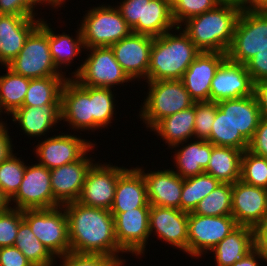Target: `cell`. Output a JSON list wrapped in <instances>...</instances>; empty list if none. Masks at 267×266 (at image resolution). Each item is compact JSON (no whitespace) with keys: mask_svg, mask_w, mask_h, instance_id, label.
<instances>
[{"mask_svg":"<svg viewBox=\"0 0 267 266\" xmlns=\"http://www.w3.org/2000/svg\"><path fill=\"white\" fill-rule=\"evenodd\" d=\"M68 217L70 252L103 254L116 258L122 265L115 236L114 217L110 210L88 207L77 201L63 205Z\"/></svg>","mask_w":267,"mask_h":266,"instance_id":"6da1fadb","label":"cell"},{"mask_svg":"<svg viewBox=\"0 0 267 266\" xmlns=\"http://www.w3.org/2000/svg\"><path fill=\"white\" fill-rule=\"evenodd\" d=\"M243 6L222 2L216 8L189 18L182 30L195 46L205 52L226 53L230 48L235 27Z\"/></svg>","mask_w":267,"mask_h":266,"instance_id":"7a4b0ae2","label":"cell"},{"mask_svg":"<svg viewBox=\"0 0 267 266\" xmlns=\"http://www.w3.org/2000/svg\"><path fill=\"white\" fill-rule=\"evenodd\" d=\"M177 30V31H176ZM153 37L146 81L181 80L185 71L201 52L180 27ZM175 34V35H174Z\"/></svg>","mask_w":267,"mask_h":266,"instance_id":"3957f363","label":"cell"},{"mask_svg":"<svg viewBox=\"0 0 267 266\" xmlns=\"http://www.w3.org/2000/svg\"><path fill=\"white\" fill-rule=\"evenodd\" d=\"M148 92L139 117L149 129L160 120L193 106L195 101L185 89L182 80L145 81Z\"/></svg>","mask_w":267,"mask_h":266,"instance_id":"277c9868","label":"cell"},{"mask_svg":"<svg viewBox=\"0 0 267 266\" xmlns=\"http://www.w3.org/2000/svg\"><path fill=\"white\" fill-rule=\"evenodd\" d=\"M6 66L29 79L65 76L51 57L47 21L41 18L40 25L29 35L20 53Z\"/></svg>","mask_w":267,"mask_h":266,"instance_id":"5b68a950","label":"cell"},{"mask_svg":"<svg viewBox=\"0 0 267 266\" xmlns=\"http://www.w3.org/2000/svg\"><path fill=\"white\" fill-rule=\"evenodd\" d=\"M83 18L79 26L85 48L110 47L132 33L116 6L91 8Z\"/></svg>","mask_w":267,"mask_h":266,"instance_id":"8992f818","label":"cell"},{"mask_svg":"<svg viewBox=\"0 0 267 266\" xmlns=\"http://www.w3.org/2000/svg\"><path fill=\"white\" fill-rule=\"evenodd\" d=\"M267 48V12L243 7L236 23L227 58L245 65L258 51Z\"/></svg>","mask_w":267,"mask_h":266,"instance_id":"52a82bcc","label":"cell"},{"mask_svg":"<svg viewBox=\"0 0 267 266\" xmlns=\"http://www.w3.org/2000/svg\"><path fill=\"white\" fill-rule=\"evenodd\" d=\"M23 219L55 258L70 252L68 217L63 205L23 210Z\"/></svg>","mask_w":267,"mask_h":266,"instance_id":"ba28073f","label":"cell"},{"mask_svg":"<svg viewBox=\"0 0 267 266\" xmlns=\"http://www.w3.org/2000/svg\"><path fill=\"white\" fill-rule=\"evenodd\" d=\"M89 55L71 74L82 86L113 88L114 85L129 83L132 80L123 71L110 47L86 48ZM75 77V78H74Z\"/></svg>","mask_w":267,"mask_h":266,"instance_id":"9c48e42d","label":"cell"},{"mask_svg":"<svg viewBox=\"0 0 267 266\" xmlns=\"http://www.w3.org/2000/svg\"><path fill=\"white\" fill-rule=\"evenodd\" d=\"M238 226L232 216H201L188 212V254L198 259Z\"/></svg>","mask_w":267,"mask_h":266,"instance_id":"30bf717a","label":"cell"},{"mask_svg":"<svg viewBox=\"0 0 267 266\" xmlns=\"http://www.w3.org/2000/svg\"><path fill=\"white\" fill-rule=\"evenodd\" d=\"M11 201L19 210L49 209L61 205L53 197L50 170L39 163L26 165L21 185Z\"/></svg>","mask_w":267,"mask_h":266,"instance_id":"8fae6325","label":"cell"},{"mask_svg":"<svg viewBox=\"0 0 267 266\" xmlns=\"http://www.w3.org/2000/svg\"><path fill=\"white\" fill-rule=\"evenodd\" d=\"M111 164L94 163L89 169L77 202L84 206L110 210L113 204L117 180L126 170Z\"/></svg>","mask_w":267,"mask_h":266,"instance_id":"7c38bea8","label":"cell"},{"mask_svg":"<svg viewBox=\"0 0 267 266\" xmlns=\"http://www.w3.org/2000/svg\"><path fill=\"white\" fill-rule=\"evenodd\" d=\"M61 120L69 123L72 130L96 131L101 127L93 120L91 86H82L68 78L61 90Z\"/></svg>","mask_w":267,"mask_h":266,"instance_id":"4fadbf2b","label":"cell"},{"mask_svg":"<svg viewBox=\"0 0 267 266\" xmlns=\"http://www.w3.org/2000/svg\"><path fill=\"white\" fill-rule=\"evenodd\" d=\"M38 143L34 150L39 158L37 162L49 170L80 160L95 146L90 140L81 139V136L64 133Z\"/></svg>","mask_w":267,"mask_h":266,"instance_id":"5bb4252c","label":"cell"},{"mask_svg":"<svg viewBox=\"0 0 267 266\" xmlns=\"http://www.w3.org/2000/svg\"><path fill=\"white\" fill-rule=\"evenodd\" d=\"M112 215L118 246L125 253L135 254L137 257L144 254L150 237V207H140Z\"/></svg>","mask_w":267,"mask_h":266,"instance_id":"9a60e30c","label":"cell"},{"mask_svg":"<svg viewBox=\"0 0 267 266\" xmlns=\"http://www.w3.org/2000/svg\"><path fill=\"white\" fill-rule=\"evenodd\" d=\"M152 45V36L131 33L110 48L128 77L140 81L141 78L147 79Z\"/></svg>","mask_w":267,"mask_h":266,"instance_id":"2e32d148","label":"cell"},{"mask_svg":"<svg viewBox=\"0 0 267 266\" xmlns=\"http://www.w3.org/2000/svg\"><path fill=\"white\" fill-rule=\"evenodd\" d=\"M232 217L240 226L255 228L267 217V189L242 180L233 183Z\"/></svg>","mask_w":267,"mask_h":266,"instance_id":"e0dca14e","label":"cell"},{"mask_svg":"<svg viewBox=\"0 0 267 266\" xmlns=\"http://www.w3.org/2000/svg\"><path fill=\"white\" fill-rule=\"evenodd\" d=\"M254 94V83L246 65L226 58L216 70L211 81L210 101L219 102Z\"/></svg>","mask_w":267,"mask_h":266,"instance_id":"ac0fdd59","label":"cell"},{"mask_svg":"<svg viewBox=\"0 0 267 266\" xmlns=\"http://www.w3.org/2000/svg\"><path fill=\"white\" fill-rule=\"evenodd\" d=\"M154 230V231H153ZM188 254V212L150 206L149 233Z\"/></svg>","mask_w":267,"mask_h":266,"instance_id":"d6986e66","label":"cell"},{"mask_svg":"<svg viewBox=\"0 0 267 266\" xmlns=\"http://www.w3.org/2000/svg\"><path fill=\"white\" fill-rule=\"evenodd\" d=\"M226 58V53L203 51L185 71L181 80L195 102L210 101L211 81Z\"/></svg>","mask_w":267,"mask_h":266,"instance_id":"ffe728a7","label":"cell"},{"mask_svg":"<svg viewBox=\"0 0 267 266\" xmlns=\"http://www.w3.org/2000/svg\"><path fill=\"white\" fill-rule=\"evenodd\" d=\"M86 154L78 161L50 170L53 197L64 205L77 201L82 192L87 173L94 164Z\"/></svg>","mask_w":267,"mask_h":266,"instance_id":"44dd1931","label":"cell"},{"mask_svg":"<svg viewBox=\"0 0 267 266\" xmlns=\"http://www.w3.org/2000/svg\"><path fill=\"white\" fill-rule=\"evenodd\" d=\"M37 19L0 14V64L6 66L20 53L29 35L40 25L41 19Z\"/></svg>","mask_w":267,"mask_h":266,"instance_id":"7402d4cb","label":"cell"},{"mask_svg":"<svg viewBox=\"0 0 267 266\" xmlns=\"http://www.w3.org/2000/svg\"><path fill=\"white\" fill-rule=\"evenodd\" d=\"M142 172L147 185V198L150 205L181 210L183 178L172 169Z\"/></svg>","mask_w":267,"mask_h":266,"instance_id":"603a6c76","label":"cell"},{"mask_svg":"<svg viewBox=\"0 0 267 266\" xmlns=\"http://www.w3.org/2000/svg\"><path fill=\"white\" fill-rule=\"evenodd\" d=\"M147 185L142 172L137 168H127L118 178L111 214L124 213L140 207H150Z\"/></svg>","mask_w":267,"mask_h":266,"instance_id":"cb8c5ba5","label":"cell"},{"mask_svg":"<svg viewBox=\"0 0 267 266\" xmlns=\"http://www.w3.org/2000/svg\"><path fill=\"white\" fill-rule=\"evenodd\" d=\"M218 108L230 119L236 131L250 142L262 118L256 96H245L217 102Z\"/></svg>","mask_w":267,"mask_h":266,"instance_id":"d4e9b609","label":"cell"},{"mask_svg":"<svg viewBox=\"0 0 267 266\" xmlns=\"http://www.w3.org/2000/svg\"><path fill=\"white\" fill-rule=\"evenodd\" d=\"M195 140L190 141L187 145L180 143L171 148V150L180 148L178 150L174 149L176 152L173 151L175 153L173 163L176 164L173 166L177 168L176 171L174 169L173 171L183 179L204 173L210 161L214 145L205 139Z\"/></svg>","mask_w":267,"mask_h":266,"instance_id":"484cf974","label":"cell"},{"mask_svg":"<svg viewBox=\"0 0 267 266\" xmlns=\"http://www.w3.org/2000/svg\"><path fill=\"white\" fill-rule=\"evenodd\" d=\"M12 121L18 123L23 133L31 137L45 136L61 120V105L22 106L12 114Z\"/></svg>","mask_w":267,"mask_h":266,"instance_id":"4316f807","label":"cell"},{"mask_svg":"<svg viewBox=\"0 0 267 266\" xmlns=\"http://www.w3.org/2000/svg\"><path fill=\"white\" fill-rule=\"evenodd\" d=\"M254 248V228L239 225L210 252L215 255L216 266H232Z\"/></svg>","mask_w":267,"mask_h":266,"instance_id":"83f0119b","label":"cell"},{"mask_svg":"<svg viewBox=\"0 0 267 266\" xmlns=\"http://www.w3.org/2000/svg\"><path fill=\"white\" fill-rule=\"evenodd\" d=\"M195 103L188 109L176 112L160 120L151 131L173 146L194 139Z\"/></svg>","mask_w":267,"mask_h":266,"instance_id":"f1b7e54d","label":"cell"},{"mask_svg":"<svg viewBox=\"0 0 267 266\" xmlns=\"http://www.w3.org/2000/svg\"><path fill=\"white\" fill-rule=\"evenodd\" d=\"M176 28L166 0H144L143 22H138L132 33L158 37Z\"/></svg>","mask_w":267,"mask_h":266,"instance_id":"f546056e","label":"cell"},{"mask_svg":"<svg viewBox=\"0 0 267 266\" xmlns=\"http://www.w3.org/2000/svg\"><path fill=\"white\" fill-rule=\"evenodd\" d=\"M243 151L233 147L213 146L210 161L204 173L212 175L221 183H235L241 178Z\"/></svg>","mask_w":267,"mask_h":266,"instance_id":"4dcf8cb0","label":"cell"},{"mask_svg":"<svg viewBox=\"0 0 267 266\" xmlns=\"http://www.w3.org/2000/svg\"><path fill=\"white\" fill-rule=\"evenodd\" d=\"M65 76H49L30 79L22 106L61 105V90Z\"/></svg>","mask_w":267,"mask_h":266,"instance_id":"1f68e13d","label":"cell"},{"mask_svg":"<svg viewBox=\"0 0 267 266\" xmlns=\"http://www.w3.org/2000/svg\"><path fill=\"white\" fill-rule=\"evenodd\" d=\"M78 28V31H76V38L73 39L72 36L66 34L65 32L62 34H55L48 24V42L50 46L51 57L56 68L61 71V73H63L62 65H65V68L66 66H70V63L72 64L74 57L81 54V49L84 48L83 51L86 50L82 39L81 29L80 27Z\"/></svg>","mask_w":267,"mask_h":266,"instance_id":"d6a6232c","label":"cell"},{"mask_svg":"<svg viewBox=\"0 0 267 266\" xmlns=\"http://www.w3.org/2000/svg\"><path fill=\"white\" fill-rule=\"evenodd\" d=\"M5 68L7 73L0 76V110L11 115L22 107L30 79Z\"/></svg>","mask_w":267,"mask_h":266,"instance_id":"836d02e7","label":"cell"},{"mask_svg":"<svg viewBox=\"0 0 267 266\" xmlns=\"http://www.w3.org/2000/svg\"><path fill=\"white\" fill-rule=\"evenodd\" d=\"M14 246L33 264V266H54L55 258L34 235L29 224L20 222Z\"/></svg>","mask_w":267,"mask_h":266,"instance_id":"e575fe53","label":"cell"},{"mask_svg":"<svg viewBox=\"0 0 267 266\" xmlns=\"http://www.w3.org/2000/svg\"><path fill=\"white\" fill-rule=\"evenodd\" d=\"M220 184L218 179L207 173L185 178L181 193V210L192 212L197 204Z\"/></svg>","mask_w":267,"mask_h":266,"instance_id":"d590c367","label":"cell"},{"mask_svg":"<svg viewBox=\"0 0 267 266\" xmlns=\"http://www.w3.org/2000/svg\"><path fill=\"white\" fill-rule=\"evenodd\" d=\"M214 146L233 147L245 151L249 142L236 131L230 119L217 107L210 136L206 139Z\"/></svg>","mask_w":267,"mask_h":266,"instance_id":"8d00e7d4","label":"cell"},{"mask_svg":"<svg viewBox=\"0 0 267 266\" xmlns=\"http://www.w3.org/2000/svg\"><path fill=\"white\" fill-rule=\"evenodd\" d=\"M192 213L201 216H232V184L221 183L197 204Z\"/></svg>","mask_w":267,"mask_h":266,"instance_id":"74e56055","label":"cell"},{"mask_svg":"<svg viewBox=\"0 0 267 266\" xmlns=\"http://www.w3.org/2000/svg\"><path fill=\"white\" fill-rule=\"evenodd\" d=\"M240 180L267 189V158L254 154L248 149L243 151Z\"/></svg>","mask_w":267,"mask_h":266,"instance_id":"f35d334b","label":"cell"},{"mask_svg":"<svg viewBox=\"0 0 267 266\" xmlns=\"http://www.w3.org/2000/svg\"><path fill=\"white\" fill-rule=\"evenodd\" d=\"M114 101L115 96L111 88L91 87L92 117L101 128L112 123L116 105Z\"/></svg>","mask_w":267,"mask_h":266,"instance_id":"ab89813d","label":"cell"},{"mask_svg":"<svg viewBox=\"0 0 267 266\" xmlns=\"http://www.w3.org/2000/svg\"><path fill=\"white\" fill-rule=\"evenodd\" d=\"M26 165L22 159L17 158L15 153L7 160L0 163V188L9 200L17 193Z\"/></svg>","mask_w":267,"mask_h":266,"instance_id":"60d3db41","label":"cell"},{"mask_svg":"<svg viewBox=\"0 0 267 266\" xmlns=\"http://www.w3.org/2000/svg\"><path fill=\"white\" fill-rule=\"evenodd\" d=\"M221 0H178L172 7V16L177 27L194 16L216 8Z\"/></svg>","mask_w":267,"mask_h":266,"instance_id":"b9f144b4","label":"cell"},{"mask_svg":"<svg viewBox=\"0 0 267 266\" xmlns=\"http://www.w3.org/2000/svg\"><path fill=\"white\" fill-rule=\"evenodd\" d=\"M218 105L212 101L195 102L194 139L210 136Z\"/></svg>","mask_w":267,"mask_h":266,"instance_id":"7bdbcfd3","label":"cell"},{"mask_svg":"<svg viewBox=\"0 0 267 266\" xmlns=\"http://www.w3.org/2000/svg\"><path fill=\"white\" fill-rule=\"evenodd\" d=\"M22 220L23 210L14 207L0 213V248L14 246Z\"/></svg>","mask_w":267,"mask_h":266,"instance_id":"ee69618b","label":"cell"},{"mask_svg":"<svg viewBox=\"0 0 267 266\" xmlns=\"http://www.w3.org/2000/svg\"><path fill=\"white\" fill-rule=\"evenodd\" d=\"M58 258L60 266H122L116 258L103 254L68 252Z\"/></svg>","mask_w":267,"mask_h":266,"instance_id":"f6af8a7d","label":"cell"},{"mask_svg":"<svg viewBox=\"0 0 267 266\" xmlns=\"http://www.w3.org/2000/svg\"><path fill=\"white\" fill-rule=\"evenodd\" d=\"M118 4L120 5H117L116 8L131 29L138 22H143L144 0H122Z\"/></svg>","mask_w":267,"mask_h":266,"instance_id":"bcb514c9","label":"cell"},{"mask_svg":"<svg viewBox=\"0 0 267 266\" xmlns=\"http://www.w3.org/2000/svg\"><path fill=\"white\" fill-rule=\"evenodd\" d=\"M247 72L250 74L253 83L267 78V48L258 51L246 64Z\"/></svg>","mask_w":267,"mask_h":266,"instance_id":"7dc6e473","label":"cell"},{"mask_svg":"<svg viewBox=\"0 0 267 266\" xmlns=\"http://www.w3.org/2000/svg\"><path fill=\"white\" fill-rule=\"evenodd\" d=\"M248 150L254 154L267 158V118L260 119L252 140L249 142Z\"/></svg>","mask_w":267,"mask_h":266,"instance_id":"c3c4849f","label":"cell"},{"mask_svg":"<svg viewBox=\"0 0 267 266\" xmlns=\"http://www.w3.org/2000/svg\"><path fill=\"white\" fill-rule=\"evenodd\" d=\"M1 15L37 16L25 0H0Z\"/></svg>","mask_w":267,"mask_h":266,"instance_id":"681fc988","label":"cell"},{"mask_svg":"<svg viewBox=\"0 0 267 266\" xmlns=\"http://www.w3.org/2000/svg\"><path fill=\"white\" fill-rule=\"evenodd\" d=\"M0 266H33L15 246L0 248Z\"/></svg>","mask_w":267,"mask_h":266,"instance_id":"f907efd6","label":"cell"},{"mask_svg":"<svg viewBox=\"0 0 267 266\" xmlns=\"http://www.w3.org/2000/svg\"><path fill=\"white\" fill-rule=\"evenodd\" d=\"M255 248L267 263V217L254 228Z\"/></svg>","mask_w":267,"mask_h":266,"instance_id":"816d5d0a","label":"cell"},{"mask_svg":"<svg viewBox=\"0 0 267 266\" xmlns=\"http://www.w3.org/2000/svg\"><path fill=\"white\" fill-rule=\"evenodd\" d=\"M7 123H4L0 127V163L7 160L11 155H13V144L9 136L7 128Z\"/></svg>","mask_w":267,"mask_h":266,"instance_id":"f5cc1de1","label":"cell"},{"mask_svg":"<svg viewBox=\"0 0 267 266\" xmlns=\"http://www.w3.org/2000/svg\"><path fill=\"white\" fill-rule=\"evenodd\" d=\"M254 95L258 101L261 115L267 118V78L254 84Z\"/></svg>","mask_w":267,"mask_h":266,"instance_id":"db71d44e","label":"cell"},{"mask_svg":"<svg viewBox=\"0 0 267 266\" xmlns=\"http://www.w3.org/2000/svg\"><path fill=\"white\" fill-rule=\"evenodd\" d=\"M260 259L264 261L259 251L254 248L241 261H236L232 266H259Z\"/></svg>","mask_w":267,"mask_h":266,"instance_id":"11a10c76","label":"cell"},{"mask_svg":"<svg viewBox=\"0 0 267 266\" xmlns=\"http://www.w3.org/2000/svg\"><path fill=\"white\" fill-rule=\"evenodd\" d=\"M33 9L35 8V6L38 4L39 6L42 4H46L49 5L50 7L52 6V8L54 7V9H58V5L53 1V0H25Z\"/></svg>","mask_w":267,"mask_h":266,"instance_id":"9f6ffc18","label":"cell"},{"mask_svg":"<svg viewBox=\"0 0 267 266\" xmlns=\"http://www.w3.org/2000/svg\"><path fill=\"white\" fill-rule=\"evenodd\" d=\"M10 207L11 206L9 198L4 194V192L0 188V213L6 211Z\"/></svg>","mask_w":267,"mask_h":266,"instance_id":"6f0895ef","label":"cell"},{"mask_svg":"<svg viewBox=\"0 0 267 266\" xmlns=\"http://www.w3.org/2000/svg\"><path fill=\"white\" fill-rule=\"evenodd\" d=\"M252 7L257 10L267 12V0H255Z\"/></svg>","mask_w":267,"mask_h":266,"instance_id":"680465c9","label":"cell"},{"mask_svg":"<svg viewBox=\"0 0 267 266\" xmlns=\"http://www.w3.org/2000/svg\"><path fill=\"white\" fill-rule=\"evenodd\" d=\"M255 0H237V4L243 7H251Z\"/></svg>","mask_w":267,"mask_h":266,"instance_id":"91938a15","label":"cell"},{"mask_svg":"<svg viewBox=\"0 0 267 266\" xmlns=\"http://www.w3.org/2000/svg\"><path fill=\"white\" fill-rule=\"evenodd\" d=\"M59 7L65 3L66 0H53Z\"/></svg>","mask_w":267,"mask_h":266,"instance_id":"94428289","label":"cell"},{"mask_svg":"<svg viewBox=\"0 0 267 266\" xmlns=\"http://www.w3.org/2000/svg\"><path fill=\"white\" fill-rule=\"evenodd\" d=\"M168 2V4L173 7L177 2L178 0H166Z\"/></svg>","mask_w":267,"mask_h":266,"instance_id":"6125c7cd","label":"cell"},{"mask_svg":"<svg viewBox=\"0 0 267 266\" xmlns=\"http://www.w3.org/2000/svg\"><path fill=\"white\" fill-rule=\"evenodd\" d=\"M222 2H232L237 4V0H221Z\"/></svg>","mask_w":267,"mask_h":266,"instance_id":"be15d7a7","label":"cell"},{"mask_svg":"<svg viewBox=\"0 0 267 266\" xmlns=\"http://www.w3.org/2000/svg\"><path fill=\"white\" fill-rule=\"evenodd\" d=\"M1 112H2V111L0 110V115H1ZM4 123H5V122H4V121L2 122V120H1V121H0V127H1Z\"/></svg>","mask_w":267,"mask_h":266,"instance_id":"e7e4bbea","label":"cell"}]
</instances>
